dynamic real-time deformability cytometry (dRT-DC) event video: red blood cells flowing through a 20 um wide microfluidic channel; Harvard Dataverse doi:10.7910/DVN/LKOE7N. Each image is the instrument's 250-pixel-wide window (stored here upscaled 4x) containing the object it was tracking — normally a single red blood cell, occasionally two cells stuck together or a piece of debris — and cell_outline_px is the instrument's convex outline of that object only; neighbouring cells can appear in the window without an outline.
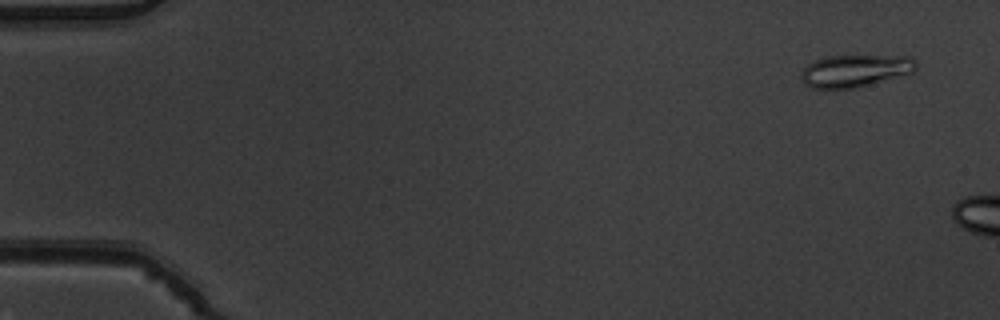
{"species": "common noctule bat (a hibernating species)", "species_latin": "Nyctalus noctula", "temperature_condition": "warm", "stored_images_in_passage": 3, "camera_frame_rate_fps": 3000, "um_per_image_px": 0.085, "animal": {"sex": "male", "body_mass_g": 19.5, "forearm_length_mm": 54.6}, "frame": {"image": 1, "passage_image": 1, "time_ms": 0.0, "image_size_px": [1000, 320], "cell_outline_px": [[916, 68], [912, 72], [856, 88], [812, 88], [804, 84], [800, 76], [800, 72], [808, 64], [816, 60], [828, 56], [912, 56], [916, 60]], "centroid_in_image_um": [72.66, 6.01], "position_along_channel_um": 12.3, "area_um2": 21.44}}